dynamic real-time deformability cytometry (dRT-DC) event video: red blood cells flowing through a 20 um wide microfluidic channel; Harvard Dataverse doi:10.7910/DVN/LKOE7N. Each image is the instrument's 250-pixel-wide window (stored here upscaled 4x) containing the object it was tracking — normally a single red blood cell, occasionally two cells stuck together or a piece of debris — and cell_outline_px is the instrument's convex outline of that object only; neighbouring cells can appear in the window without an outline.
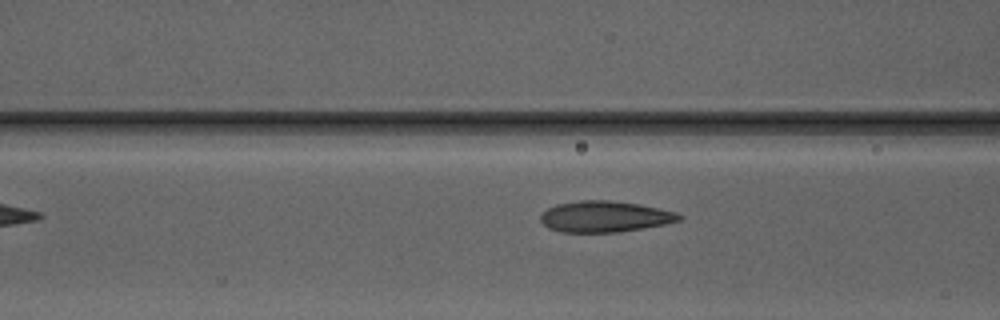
{"species": "Egyptian fruit bat (a non-hibernating species)", "species_latin": "Rousettus aegyptiacus", "temperature_condition": "warm", "stored_images_in_passage": 33, "camera_frame_rate_fps": 3000, "um_per_image_px": 0.085, "animal": {"sex": "male"}, "frame": {"image": 1, "passage_image": 7, "time_ms": 2.0, "image_size_px": [1000, 320], "cell_outline_px": [[684, 216], [680, 220], [664, 224], [616, 232], [560, 232], [548, 228], [540, 220], [540, 216], [548, 208], [556, 204], [580, 200], [612, 200], [640, 204], [660, 208], [676, 212]], "centroid_in_image_um": [51.4, 18.4], "position_along_channel_um": 115.2, "area_um2": 25.09}}
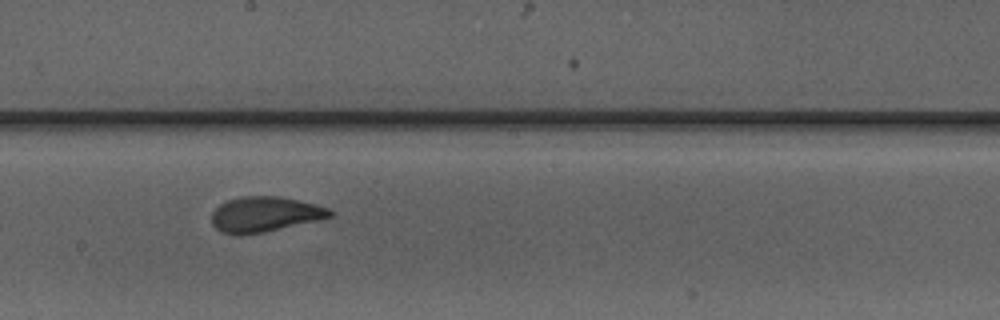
{"frame": {"image": 2, "passage_image": 15, "time_ms": 4.667, "image_size_px": [1000, 320], "cell_outline_px": [[332, 216], [264, 232], [240, 236], [220, 232], [212, 224], [212, 212], [220, 204], [228, 200], [240, 196], [276, 196], [296, 200], [328, 208], [332, 212]], "centroid_in_image_um": [22.42, 18.22], "position_along_channel_um": 225.8, "area_um2": 23.93}}
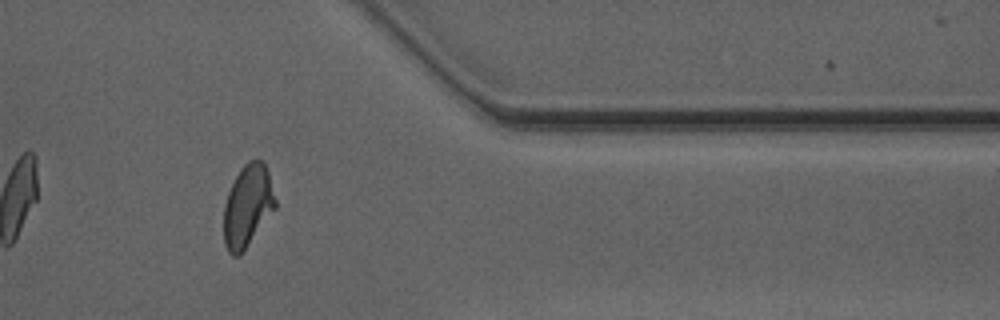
{"frame": {"image": 3, "passage_image": 28, "time_ms": 9.0, "image_size_px": [1000, 320], "cell_outline_px": [[276, 208], [240, 256], [232, 256], [228, 252], [224, 244], [224, 204], [228, 192], [240, 168], [248, 160], [264, 160], [268, 172], [276, 200]], "centroid_in_image_um": [21.05, 17.51], "position_along_channel_um": 390.4, "area_um2": 24.8}, "authors_computed_cell_mechanics": {"area_um2": 24.3338, "velocity_mm_per_s": 4.142, "shape_relaxation_time_tau1_ms": 3.535, "shape_relaxation_time_tau2_ms": 0.5147, "deformation_change_tau1": 0.1703, "deformation_change_tau2": 0.0698}}